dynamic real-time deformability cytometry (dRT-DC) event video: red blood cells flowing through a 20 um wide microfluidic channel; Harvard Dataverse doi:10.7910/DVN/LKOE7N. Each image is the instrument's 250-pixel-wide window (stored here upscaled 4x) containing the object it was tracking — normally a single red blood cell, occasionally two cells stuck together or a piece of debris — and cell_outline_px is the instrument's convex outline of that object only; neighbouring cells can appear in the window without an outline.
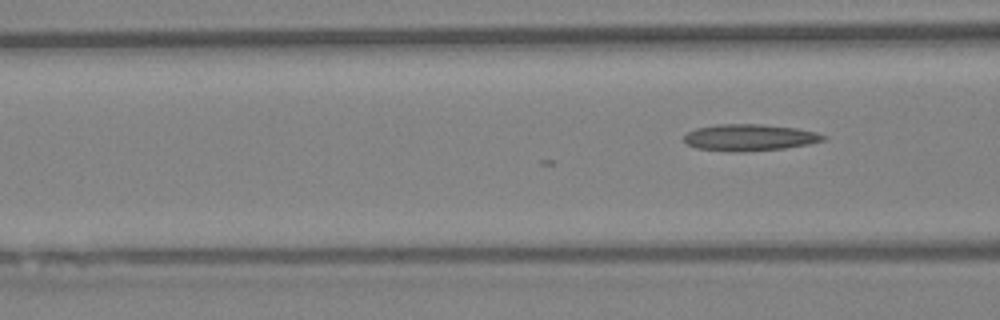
{"species": "Egyptian fruit bat (a non-hibernating species)", "species_latin": "Rousettus aegyptiacus", "temperature_condition": "warm", "stored_images_in_passage": 4, "camera_frame_rate_fps": 3000, "um_per_image_px": 0.085, "animal": {"sex": "female"}, "frame": {"image": 1, "passage_image": 4, "time_ms": 1.0, "image_size_px": [1000, 320], "cell_outline_px": [[828, 140], [808, 144], [784, 148], [740, 152], [736, 152], [696, 148], [688, 144], [684, 140], [684, 136], [688, 132], [696, 128], [716, 124], [760, 124], [796, 128], [816, 132], [828, 136]], "centroid_in_image_um": [63.75, 11.68], "position_along_channel_um": 102.9, "area_um2": 21.62}}